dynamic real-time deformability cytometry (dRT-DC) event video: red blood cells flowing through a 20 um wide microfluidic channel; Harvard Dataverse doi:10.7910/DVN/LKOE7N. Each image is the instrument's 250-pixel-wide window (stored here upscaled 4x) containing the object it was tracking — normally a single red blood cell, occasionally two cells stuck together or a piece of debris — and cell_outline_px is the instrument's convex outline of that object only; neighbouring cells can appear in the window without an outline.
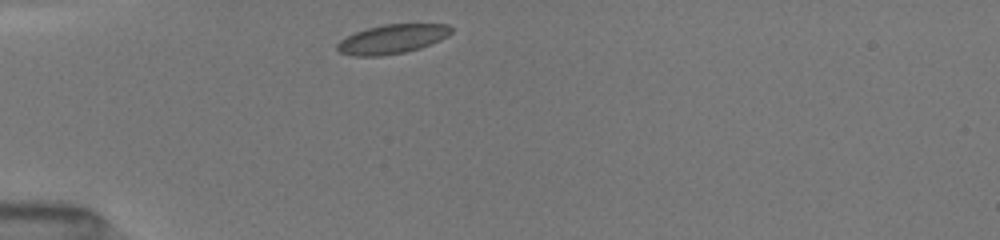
{"species": "common noctule bat (a hibernating species)", "species_latin": "Nyctalus noctula", "temperature_condition": "room temperature", "stored_images_in_passage": 3, "camera_frame_rate_fps": 3000, "um_per_image_px": 0.085, "animal": {"sex": "female", "body_mass_g": 19.5, "forearm_length_mm": 54.1}, "frame": {"image": 1, "passage_image": 1, "time_ms": 0.0, "image_size_px": [1000, 240], "cell_outline_px": [[452, 32], [448, 36], [440, 40], [420, 48], [404, 52], [380, 56], [352, 56], [340, 52], [336, 48], [336, 44], [340, 40], [356, 32], [368, 28], [384, 24], [448, 24], [452, 28]], "centroid_in_image_um": [33.34, 3.32], "position_along_channel_um": 51.7, "area_um2": 19.31}}
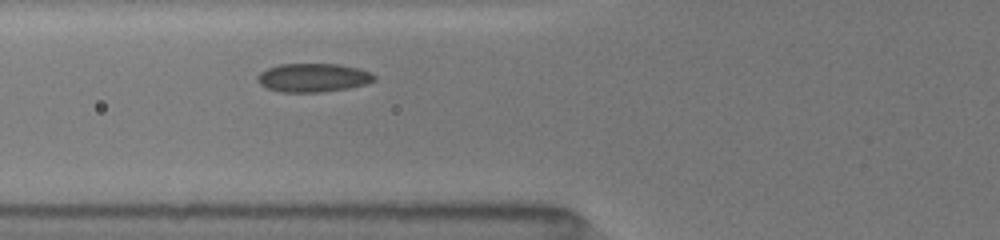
{"frame": {"image": 2, "passage_image": 3, "time_ms": 1.667, "image_size_px": [1000, 240], "cell_outline_px": [[376, 80], [368, 84], [348, 88], [320, 92], [280, 92], [268, 88], [260, 84], [256, 80], [256, 76], [260, 72], [268, 68], [280, 64], [340, 64], [372, 72], [376, 76]], "centroid_in_image_um": [26.63, 6.6], "position_along_channel_um": 99.2, "area_um2": 19.59}}